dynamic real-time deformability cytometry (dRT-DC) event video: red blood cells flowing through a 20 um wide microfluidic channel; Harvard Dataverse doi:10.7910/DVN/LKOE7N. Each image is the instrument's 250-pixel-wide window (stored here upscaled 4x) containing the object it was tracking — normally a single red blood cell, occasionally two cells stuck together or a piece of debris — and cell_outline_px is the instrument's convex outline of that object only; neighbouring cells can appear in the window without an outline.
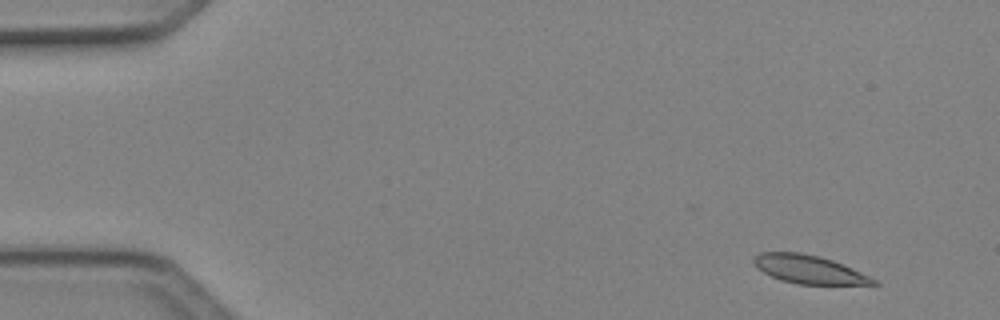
{"species": "Egyptian fruit bat (a non-hibernating species)", "species_latin": "Rousettus aegyptiacus", "temperature_condition": "cold", "stored_images_in_passage": 4, "camera_frame_rate_fps": 3000, "um_per_image_px": 0.085, "animal": {"sex": "female"}, "frame": {"image": 1, "passage_image": 1, "time_ms": 0.0, "image_size_px": [1000, 320], "cell_outline_px": [[880, 284], [796, 284], [780, 280], [756, 268], [752, 264], [752, 256], [760, 252], [800, 252], [820, 256], [832, 260], [852, 268], [876, 280]], "centroid_in_image_um": [68.68, 22.88], "position_along_channel_um": 16.3, "area_um2": 19.77}}
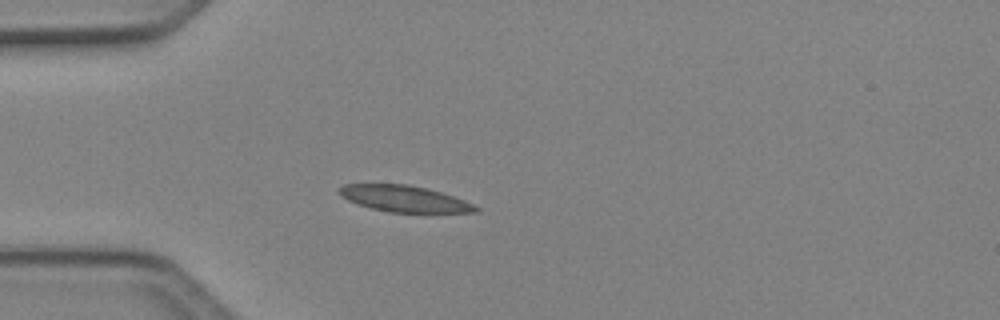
{"frame": {"image": 2, "passage_image": 4, "time_ms": 1.0, "image_size_px": [1000, 320], "cell_outline_px": [[480, 212], [388, 212], [356, 204], [340, 196], [340, 188], [344, 184], [408, 184], [428, 188], [464, 200], [480, 208]], "centroid_in_image_um": [34.36, 16.89], "position_along_channel_um": 50.6, "area_um2": 20.75}}